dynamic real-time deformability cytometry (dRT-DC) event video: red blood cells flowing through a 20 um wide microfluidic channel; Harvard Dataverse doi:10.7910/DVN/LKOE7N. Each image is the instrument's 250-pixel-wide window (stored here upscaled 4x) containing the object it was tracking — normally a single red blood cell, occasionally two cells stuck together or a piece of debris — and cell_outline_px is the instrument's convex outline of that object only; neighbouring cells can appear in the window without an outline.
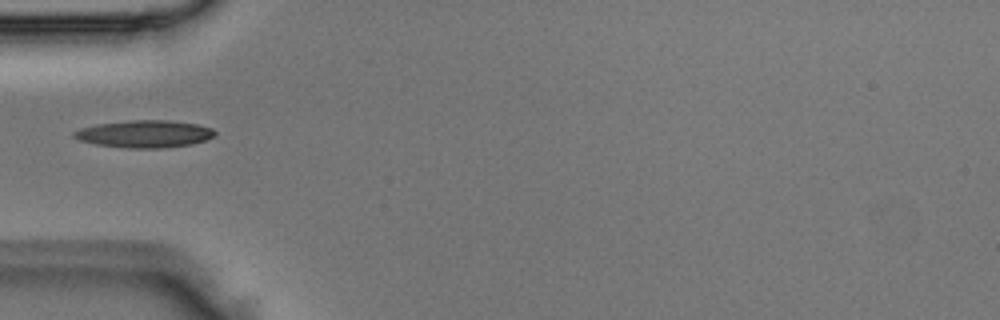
{"species": "Egyptian fruit bat (a non-hibernating species)", "species_latin": "Rousettus aegyptiacus", "temperature_condition": "room temperature", "stored_images_in_passage": 1, "camera_frame_rate_fps": 3000, "um_per_image_px": 0.085, "animal": {"sex": "male"}, "frame": {"image": 1, "passage_image": 1, "time_ms": 0.0, "image_size_px": [1000, 320], "cell_outline_px": [[216, 136], [192, 144], [160, 148], [132, 148], [96, 144], [80, 140], [72, 136], [72, 132], [80, 128], [96, 124], [128, 120], [168, 120], [196, 124], [212, 128], [216, 132]], "centroid_in_image_um": [12.28, 11.37], "position_along_channel_um": 72.7, "area_um2": 22.37}}